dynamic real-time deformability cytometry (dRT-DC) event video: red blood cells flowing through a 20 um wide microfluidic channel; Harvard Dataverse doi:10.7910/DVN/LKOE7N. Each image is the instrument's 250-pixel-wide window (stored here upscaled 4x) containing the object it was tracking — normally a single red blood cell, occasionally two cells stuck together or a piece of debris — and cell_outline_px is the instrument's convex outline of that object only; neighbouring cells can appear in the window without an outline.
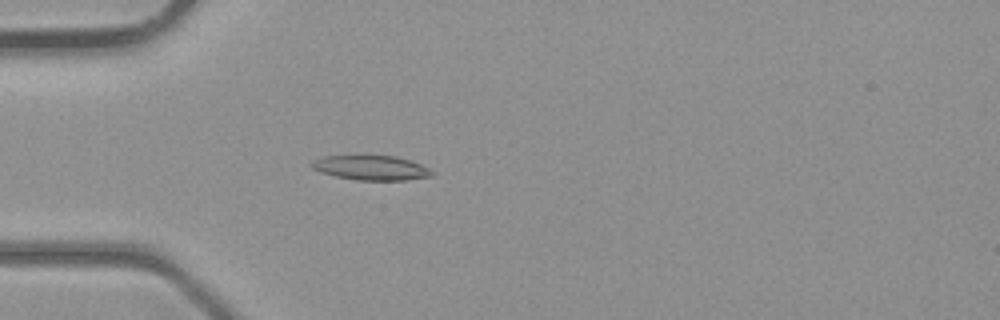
{"species": "common noctule bat (a hibernating species)", "species_latin": "Nyctalus noctula", "temperature_condition": "room temperature", "stored_images_in_passage": 29, "camera_frame_rate_fps": 3000, "um_per_image_px": 0.085, "animal": {"sex": "male", "body_mass_g": 23.1, "forearm_length_mm": 52.7}, "frame": {"image": 1, "passage_image": 3, "time_ms": 0.667, "image_size_px": [1000, 320], "cell_outline_px": [[432, 176], [408, 180], [356, 180], [336, 176], [320, 172], [312, 168], [308, 164], [312, 160], [324, 156], [396, 156], [420, 164], [428, 168], [432, 172]], "centroid_in_image_um": [31.5, 14.26], "position_along_channel_um": 53.5, "area_um2": 17.17}}
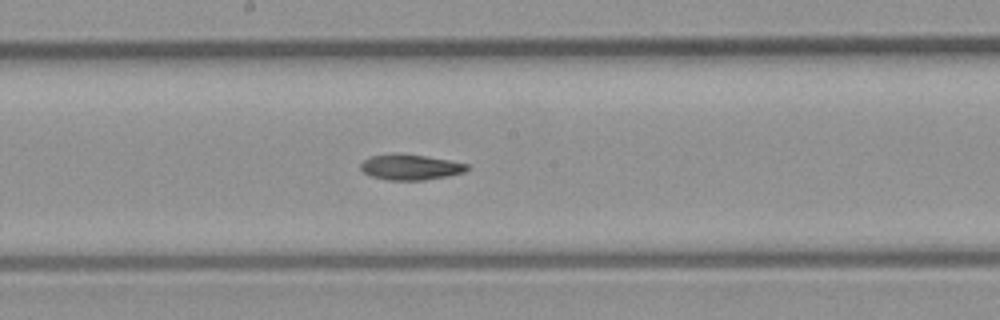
{"frame": {"image": 2, "passage_image": 13, "time_ms": 4.0, "image_size_px": [1000, 320], "cell_outline_px": [[468, 168], [464, 172], [448, 176], [424, 180], [388, 180], [372, 176], [364, 172], [360, 168], [360, 164], [364, 160], [372, 156], [396, 152], [400, 152], [448, 160], [468, 164]], "centroid_in_image_um": [34.86, 14.19], "position_along_channel_um": 213.3, "area_um2": 15.84}}
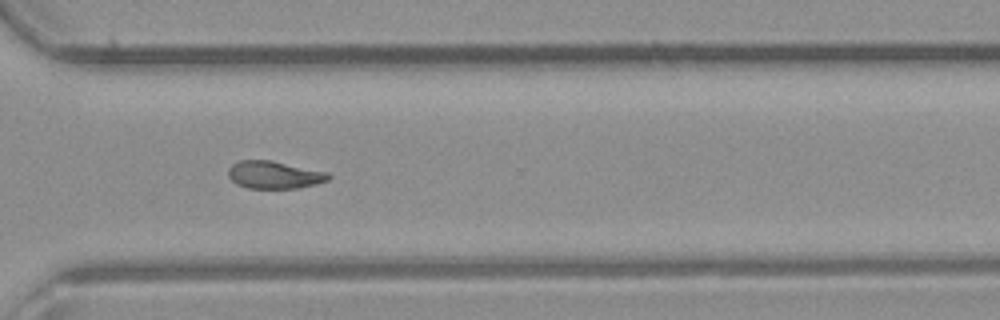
{"frame": {"image": 3, "passage_image": 21, "time_ms": 6.667, "image_size_px": [1000, 320], "cell_outline_px": [[332, 176], [328, 180], [316, 184], [296, 188], [248, 188], [236, 184], [228, 176], [228, 168], [232, 164], [240, 160], [272, 160], [328, 172]], "centroid_in_image_um": [23.31, 14.85], "position_along_channel_um": 347.3, "area_um2": 16.18}}